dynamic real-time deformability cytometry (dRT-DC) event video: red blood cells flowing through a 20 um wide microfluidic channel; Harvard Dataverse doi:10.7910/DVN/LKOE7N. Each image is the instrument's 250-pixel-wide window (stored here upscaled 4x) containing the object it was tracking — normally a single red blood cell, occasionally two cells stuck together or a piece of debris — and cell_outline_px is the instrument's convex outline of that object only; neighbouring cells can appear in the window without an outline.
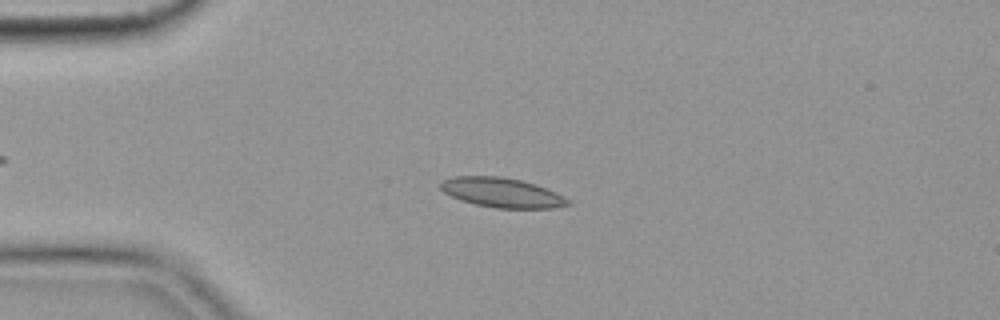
{"species": "common noctule bat (a hibernating species)", "species_latin": "Nyctalus noctula", "temperature_condition": "cold", "stored_images_in_passage": 44, "camera_frame_rate_fps": 3000, "um_per_image_px": 0.085, "animal": {"sex": "female", "body_mass_g": 19.9}, "frame": {"image": 1, "passage_image": 2, "time_ms": 0.333, "image_size_px": [1000, 320], "cell_outline_px": [[572, 204], [552, 208], [496, 208], [476, 204], [460, 200], [444, 192], [440, 188], [440, 180], [452, 176], [500, 176], [520, 180], [556, 192], [568, 200]], "centroid_in_image_um": [42.6, 16.37], "position_along_channel_um": 42.4, "area_um2": 21.79}}
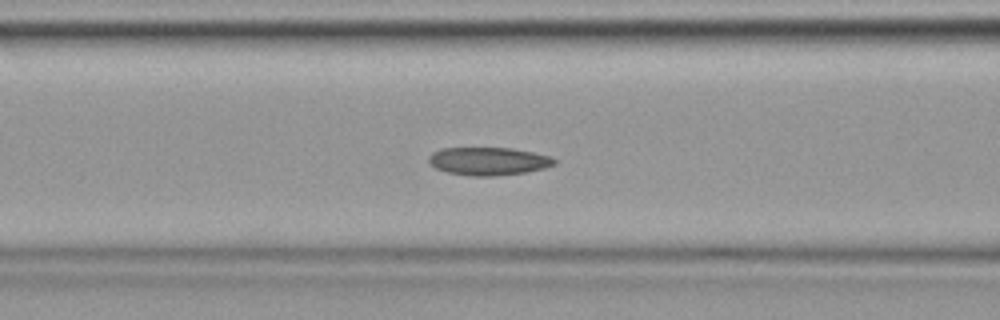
{"frame": {"image": 2, "passage_image": 11, "time_ms": 3.333, "image_size_px": [1000, 320], "cell_outline_px": [[556, 164], [544, 168], [524, 172], [496, 176], [472, 176], [448, 172], [436, 168], [428, 164], [428, 156], [432, 152], [440, 148], [512, 148], [552, 156], [556, 160]], "centroid_in_image_um": [41.5, 13.69], "position_along_channel_um": 125.1, "area_um2": 20.58}}
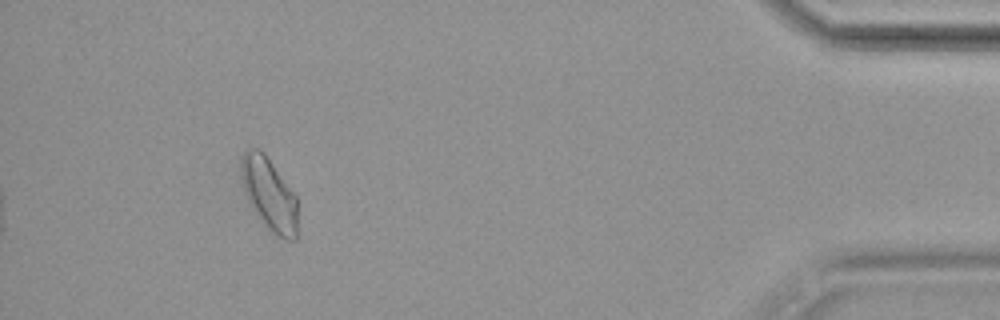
{"frame": {"image": 3, "passage_image": 40, "time_ms": 13.0, "image_size_px": [1000, 320], "cell_outline_px": [[296, 240], [284, 240], [276, 236], [260, 220], [248, 200], [240, 176], [240, 160], [244, 152], [248, 148], [256, 148], [264, 152], [296, 196]], "centroid_in_image_um": [22.86, 16.49], "position_along_channel_um": 412.3, "area_um2": 23.7}}